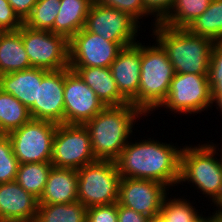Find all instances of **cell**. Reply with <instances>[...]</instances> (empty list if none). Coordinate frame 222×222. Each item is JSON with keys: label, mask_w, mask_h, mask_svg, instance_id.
<instances>
[{"label": "cell", "mask_w": 222, "mask_h": 222, "mask_svg": "<svg viewBox=\"0 0 222 222\" xmlns=\"http://www.w3.org/2000/svg\"><path fill=\"white\" fill-rule=\"evenodd\" d=\"M131 141L115 160L121 178L154 180L173 190L179 182L183 147L154 137Z\"/></svg>", "instance_id": "1"}, {"label": "cell", "mask_w": 222, "mask_h": 222, "mask_svg": "<svg viewBox=\"0 0 222 222\" xmlns=\"http://www.w3.org/2000/svg\"><path fill=\"white\" fill-rule=\"evenodd\" d=\"M142 116L146 117L139 109L128 103L121 106H106L87 121L84 126L89 131L95 158L115 161L128 140L133 139L132 128Z\"/></svg>", "instance_id": "2"}, {"label": "cell", "mask_w": 222, "mask_h": 222, "mask_svg": "<svg viewBox=\"0 0 222 222\" xmlns=\"http://www.w3.org/2000/svg\"><path fill=\"white\" fill-rule=\"evenodd\" d=\"M150 29L152 39H156L165 50L175 73L208 75L212 40L195 35L186 28H172L161 23Z\"/></svg>", "instance_id": "3"}, {"label": "cell", "mask_w": 222, "mask_h": 222, "mask_svg": "<svg viewBox=\"0 0 222 222\" xmlns=\"http://www.w3.org/2000/svg\"><path fill=\"white\" fill-rule=\"evenodd\" d=\"M141 42V76L137 97L130 103L144 115L159 110L169 93L175 70L167 53L156 41ZM149 44V45H148Z\"/></svg>", "instance_id": "4"}, {"label": "cell", "mask_w": 222, "mask_h": 222, "mask_svg": "<svg viewBox=\"0 0 222 222\" xmlns=\"http://www.w3.org/2000/svg\"><path fill=\"white\" fill-rule=\"evenodd\" d=\"M209 143L185 144L180 155V177L177 188L184 182L200 190L208 202L218 206L222 202V163ZM219 158V159H218ZM182 183V184H181ZM210 199V200H209Z\"/></svg>", "instance_id": "5"}, {"label": "cell", "mask_w": 222, "mask_h": 222, "mask_svg": "<svg viewBox=\"0 0 222 222\" xmlns=\"http://www.w3.org/2000/svg\"><path fill=\"white\" fill-rule=\"evenodd\" d=\"M78 201L85 207L118 202L121 176L115 161L97 160L77 170Z\"/></svg>", "instance_id": "6"}, {"label": "cell", "mask_w": 222, "mask_h": 222, "mask_svg": "<svg viewBox=\"0 0 222 222\" xmlns=\"http://www.w3.org/2000/svg\"><path fill=\"white\" fill-rule=\"evenodd\" d=\"M213 107L208 75L175 73L169 93L160 108L176 114H200ZM209 108V109H208Z\"/></svg>", "instance_id": "7"}, {"label": "cell", "mask_w": 222, "mask_h": 222, "mask_svg": "<svg viewBox=\"0 0 222 222\" xmlns=\"http://www.w3.org/2000/svg\"><path fill=\"white\" fill-rule=\"evenodd\" d=\"M57 125L47 120L31 119L7 134L20 164L51 161Z\"/></svg>", "instance_id": "8"}, {"label": "cell", "mask_w": 222, "mask_h": 222, "mask_svg": "<svg viewBox=\"0 0 222 222\" xmlns=\"http://www.w3.org/2000/svg\"><path fill=\"white\" fill-rule=\"evenodd\" d=\"M95 161L90 134L84 125H57L51 156L54 167L78 170Z\"/></svg>", "instance_id": "9"}, {"label": "cell", "mask_w": 222, "mask_h": 222, "mask_svg": "<svg viewBox=\"0 0 222 222\" xmlns=\"http://www.w3.org/2000/svg\"><path fill=\"white\" fill-rule=\"evenodd\" d=\"M22 40L31 67L48 71L69 67V40L65 36L22 25Z\"/></svg>", "instance_id": "10"}, {"label": "cell", "mask_w": 222, "mask_h": 222, "mask_svg": "<svg viewBox=\"0 0 222 222\" xmlns=\"http://www.w3.org/2000/svg\"><path fill=\"white\" fill-rule=\"evenodd\" d=\"M142 26L128 13L93 3L87 14L85 29L116 42L122 48L135 44Z\"/></svg>", "instance_id": "11"}, {"label": "cell", "mask_w": 222, "mask_h": 222, "mask_svg": "<svg viewBox=\"0 0 222 222\" xmlns=\"http://www.w3.org/2000/svg\"><path fill=\"white\" fill-rule=\"evenodd\" d=\"M122 49L118 43L83 28L69 40V68H110Z\"/></svg>", "instance_id": "12"}, {"label": "cell", "mask_w": 222, "mask_h": 222, "mask_svg": "<svg viewBox=\"0 0 222 222\" xmlns=\"http://www.w3.org/2000/svg\"><path fill=\"white\" fill-rule=\"evenodd\" d=\"M105 107L75 71L65 68L64 124L84 125Z\"/></svg>", "instance_id": "13"}, {"label": "cell", "mask_w": 222, "mask_h": 222, "mask_svg": "<svg viewBox=\"0 0 222 222\" xmlns=\"http://www.w3.org/2000/svg\"><path fill=\"white\" fill-rule=\"evenodd\" d=\"M169 188L154 180L121 178L118 203L151 217L160 213Z\"/></svg>", "instance_id": "14"}, {"label": "cell", "mask_w": 222, "mask_h": 222, "mask_svg": "<svg viewBox=\"0 0 222 222\" xmlns=\"http://www.w3.org/2000/svg\"><path fill=\"white\" fill-rule=\"evenodd\" d=\"M65 68L48 71L38 83L37 101L29 108L34 120L64 124Z\"/></svg>", "instance_id": "15"}, {"label": "cell", "mask_w": 222, "mask_h": 222, "mask_svg": "<svg viewBox=\"0 0 222 222\" xmlns=\"http://www.w3.org/2000/svg\"><path fill=\"white\" fill-rule=\"evenodd\" d=\"M38 198L16 181L0 184V222H34Z\"/></svg>", "instance_id": "16"}, {"label": "cell", "mask_w": 222, "mask_h": 222, "mask_svg": "<svg viewBox=\"0 0 222 222\" xmlns=\"http://www.w3.org/2000/svg\"><path fill=\"white\" fill-rule=\"evenodd\" d=\"M120 94L131 103L138 95L141 76V42L123 48L110 66Z\"/></svg>", "instance_id": "17"}, {"label": "cell", "mask_w": 222, "mask_h": 222, "mask_svg": "<svg viewBox=\"0 0 222 222\" xmlns=\"http://www.w3.org/2000/svg\"><path fill=\"white\" fill-rule=\"evenodd\" d=\"M48 70L29 68L0 75V89L17 98L28 109L37 101L38 83Z\"/></svg>", "instance_id": "18"}, {"label": "cell", "mask_w": 222, "mask_h": 222, "mask_svg": "<svg viewBox=\"0 0 222 222\" xmlns=\"http://www.w3.org/2000/svg\"><path fill=\"white\" fill-rule=\"evenodd\" d=\"M78 173L72 168L52 167L39 204L73 203L78 201Z\"/></svg>", "instance_id": "19"}, {"label": "cell", "mask_w": 222, "mask_h": 222, "mask_svg": "<svg viewBox=\"0 0 222 222\" xmlns=\"http://www.w3.org/2000/svg\"><path fill=\"white\" fill-rule=\"evenodd\" d=\"M95 92L105 106H121L129 102L120 94L110 68H70Z\"/></svg>", "instance_id": "20"}, {"label": "cell", "mask_w": 222, "mask_h": 222, "mask_svg": "<svg viewBox=\"0 0 222 222\" xmlns=\"http://www.w3.org/2000/svg\"><path fill=\"white\" fill-rule=\"evenodd\" d=\"M32 68L22 40V26L17 31L0 32V75Z\"/></svg>", "instance_id": "21"}, {"label": "cell", "mask_w": 222, "mask_h": 222, "mask_svg": "<svg viewBox=\"0 0 222 222\" xmlns=\"http://www.w3.org/2000/svg\"><path fill=\"white\" fill-rule=\"evenodd\" d=\"M60 2L52 33L63 35L70 40L85 27L87 14L93 3L90 0H60Z\"/></svg>", "instance_id": "22"}, {"label": "cell", "mask_w": 222, "mask_h": 222, "mask_svg": "<svg viewBox=\"0 0 222 222\" xmlns=\"http://www.w3.org/2000/svg\"><path fill=\"white\" fill-rule=\"evenodd\" d=\"M31 119L26 106L11 94L0 89V134L7 135Z\"/></svg>", "instance_id": "23"}, {"label": "cell", "mask_w": 222, "mask_h": 222, "mask_svg": "<svg viewBox=\"0 0 222 222\" xmlns=\"http://www.w3.org/2000/svg\"><path fill=\"white\" fill-rule=\"evenodd\" d=\"M87 207L73 203L39 204L34 222H86Z\"/></svg>", "instance_id": "24"}, {"label": "cell", "mask_w": 222, "mask_h": 222, "mask_svg": "<svg viewBox=\"0 0 222 222\" xmlns=\"http://www.w3.org/2000/svg\"><path fill=\"white\" fill-rule=\"evenodd\" d=\"M186 29L213 42L222 40V0H212L208 8Z\"/></svg>", "instance_id": "25"}, {"label": "cell", "mask_w": 222, "mask_h": 222, "mask_svg": "<svg viewBox=\"0 0 222 222\" xmlns=\"http://www.w3.org/2000/svg\"><path fill=\"white\" fill-rule=\"evenodd\" d=\"M52 167L51 161L19 164L15 181L39 199Z\"/></svg>", "instance_id": "26"}, {"label": "cell", "mask_w": 222, "mask_h": 222, "mask_svg": "<svg viewBox=\"0 0 222 222\" xmlns=\"http://www.w3.org/2000/svg\"><path fill=\"white\" fill-rule=\"evenodd\" d=\"M212 0H175L174 5L161 22L172 28H187L210 5Z\"/></svg>", "instance_id": "27"}, {"label": "cell", "mask_w": 222, "mask_h": 222, "mask_svg": "<svg viewBox=\"0 0 222 222\" xmlns=\"http://www.w3.org/2000/svg\"><path fill=\"white\" fill-rule=\"evenodd\" d=\"M60 5V0H37L23 25L34 30L52 32Z\"/></svg>", "instance_id": "28"}, {"label": "cell", "mask_w": 222, "mask_h": 222, "mask_svg": "<svg viewBox=\"0 0 222 222\" xmlns=\"http://www.w3.org/2000/svg\"><path fill=\"white\" fill-rule=\"evenodd\" d=\"M165 197L160 213L168 222H194L203 213H199L200 209L195 208L193 203L185 197L172 196ZM186 198V199H185Z\"/></svg>", "instance_id": "29"}, {"label": "cell", "mask_w": 222, "mask_h": 222, "mask_svg": "<svg viewBox=\"0 0 222 222\" xmlns=\"http://www.w3.org/2000/svg\"><path fill=\"white\" fill-rule=\"evenodd\" d=\"M19 164L8 135L0 134V184L16 180Z\"/></svg>", "instance_id": "30"}, {"label": "cell", "mask_w": 222, "mask_h": 222, "mask_svg": "<svg viewBox=\"0 0 222 222\" xmlns=\"http://www.w3.org/2000/svg\"><path fill=\"white\" fill-rule=\"evenodd\" d=\"M208 80L211 88V96L222 95V40L214 42L210 63Z\"/></svg>", "instance_id": "31"}, {"label": "cell", "mask_w": 222, "mask_h": 222, "mask_svg": "<svg viewBox=\"0 0 222 222\" xmlns=\"http://www.w3.org/2000/svg\"><path fill=\"white\" fill-rule=\"evenodd\" d=\"M96 3L128 13L139 24H141L140 21L142 18L149 17L144 11L142 0H97Z\"/></svg>", "instance_id": "32"}, {"label": "cell", "mask_w": 222, "mask_h": 222, "mask_svg": "<svg viewBox=\"0 0 222 222\" xmlns=\"http://www.w3.org/2000/svg\"><path fill=\"white\" fill-rule=\"evenodd\" d=\"M144 11L154 18L150 28L154 27L157 23H161L170 13L175 0H142Z\"/></svg>", "instance_id": "33"}, {"label": "cell", "mask_w": 222, "mask_h": 222, "mask_svg": "<svg viewBox=\"0 0 222 222\" xmlns=\"http://www.w3.org/2000/svg\"><path fill=\"white\" fill-rule=\"evenodd\" d=\"M86 222H118V202L87 208Z\"/></svg>", "instance_id": "34"}, {"label": "cell", "mask_w": 222, "mask_h": 222, "mask_svg": "<svg viewBox=\"0 0 222 222\" xmlns=\"http://www.w3.org/2000/svg\"><path fill=\"white\" fill-rule=\"evenodd\" d=\"M23 25V22L15 14L7 0H0V30L17 31Z\"/></svg>", "instance_id": "35"}, {"label": "cell", "mask_w": 222, "mask_h": 222, "mask_svg": "<svg viewBox=\"0 0 222 222\" xmlns=\"http://www.w3.org/2000/svg\"><path fill=\"white\" fill-rule=\"evenodd\" d=\"M11 7L14 9L18 18L24 22L30 15L31 10L37 3V0H7Z\"/></svg>", "instance_id": "36"}, {"label": "cell", "mask_w": 222, "mask_h": 222, "mask_svg": "<svg viewBox=\"0 0 222 222\" xmlns=\"http://www.w3.org/2000/svg\"><path fill=\"white\" fill-rule=\"evenodd\" d=\"M146 215L118 203V222H148Z\"/></svg>", "instance_id": "37"}, {"label": "cell", "mask_w": 222, "mask_h": 222, "mask_svg": "<svg viewBox=\"0 0 222 222\" xmlns=\"http://www.w3.org/2000/svg\"><path fill=\"white\" fill-rule=\"evenodd\" d=\"M148 222H168V221L161 213H158L149 217Z\"/></svg>", "instance_id": "38"}, {"label": "cell", "mask_w": 222, "mask_h": 222, "mask_svg": "<svg viewBox=\"0 0 222 222\" xmlns=\"http://www.w3.org/2000/svg\"><path fill=\"white\" fill-rule=\"evenodd\" d=\"M194 222H215V211L212 213V215L206 216H200L198 219H196Z\"/></svg>", "instance_id": "39"}, {"label": "cell", "mask_w": 222, "mask_h": 222, "mask_svg": "<svg viewBox=\"0 0 222 222\" xmlns=\"http://www.w3.org/2000/svg\"><path fill=\"white\" fill-rule=\"evenodd\" d=\"M213 104L216 106L219 112H222V95L221 96H212ZM222 114V113H220Z\"/></svg>", "instance_id": "40"}, {"label": "cell", "mask_w": 222, "mask_h": 222, "mask_svg": "<svg viewBox=\"0 0 222 222\" xmlns=\"http://www.w3.org/2000/svg\"><path fill=\"white\" fill-rule=\"evenodd\" d=\"M222 141V140H221ZM210 144L214 147V149H216L217 151H219V149H220V153L218 152V154L220 155V159H221V163H222V144L220 145L221 147L219 148L218 146H219V144L217 145V143L215 144L214 142H211L210 141ZM217 145V146H216Z\"/></svg>", "instance_id": "41"}, {"label": "cell", "mask_w": 222, "mask_h": 222, "mask_svg": "<svg viewBox=\"0 0 222 222\" xmlns=\"http://www.w3.org/2000/svg\"><path fill=\"white\" fill-rule=\"evenodd\" d=\"M215 222H222V216L219 214L218 210L215 208Z\"/></svg>", "instance_id": "42"}, {"label": "cell", "mask_w": 222, "mask_h": 222, "mask_svg": "<svg viewBox=\"0 0 222 222\" xmlns=\"http://www.w3.org/2000/svg\"><path fill=\"white\" fill-rule=\"evenodd\" d=\"M218 210L219 214L222 216V202L216 207Z\"/></svg>", "instance_id": "43"}, {"label": "cell", "mask_w": 222, "mask_h": 222, "mask_svg": "<svg viewBox=\"0 0 222 222\" xmlns=\"http://www.w3.org/2000/svg\"><path fill=\"white\" fill-rule=\"evenodd\" d=\"M92 3H96L97 0H90Z\"/></svg>", "instance_id": "44"}]
</instances>
